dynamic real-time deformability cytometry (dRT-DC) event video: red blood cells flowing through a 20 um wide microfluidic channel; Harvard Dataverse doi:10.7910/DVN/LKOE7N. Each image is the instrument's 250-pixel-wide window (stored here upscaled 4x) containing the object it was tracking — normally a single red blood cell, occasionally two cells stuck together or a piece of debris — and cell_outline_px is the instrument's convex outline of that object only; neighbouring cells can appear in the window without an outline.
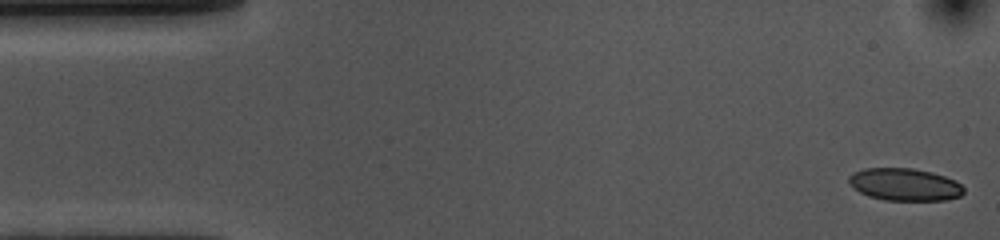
{"species": "common noctule bat (a hibernating species)", "species_latin": "Nyctalus noctula", "temperature_condition": "cold", "stored_images_in_passage": 54, "camera_frame_rate_fps": 3000, "um_per_image_px": 0.085, "animal": {"sex": "female", "body_mass_g": 10.0, "forearm_length_mm": 53.1}, "frame": {"image": 1, "passage_image": 1, "time_ms": 0.0, "image_size_px": [1000, 240], "cell_outline_px": [[964, 192], [960, 196], [948, 200], [884, 200], [868, 196], [860, 192], [848, 180], [848, 176], [852, 172], [864, 168], [912, 168], [932, 172], [956, 180], [964, 188]], "centroid_in_image_um": [76.91, 15.68], "position_along_channel_um": 8.1, "area_um2": 21.73}}
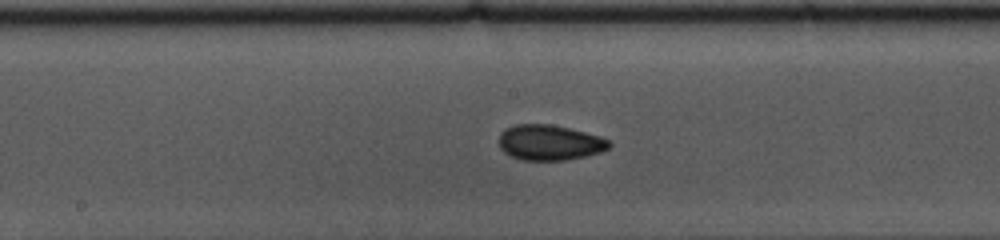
{"frame": {"image": 2, "passage_image": 26, "time_ms": 8.333, "image_size_px": [1000, 240], "cell_outline_px": [[612, 144], [608, 148], [600, 152], [584, 156], [564, 160], [524, 160], [512, 156], [504, 152], [500, 148], [500, 132], [504, 128], [516, 124], [552, 124], [600, 136], [608, 140]], "centroid_in_image_um": [46.7, 12.1], "position_along_channel_um": 201.5, "area_um2": 22.6}}
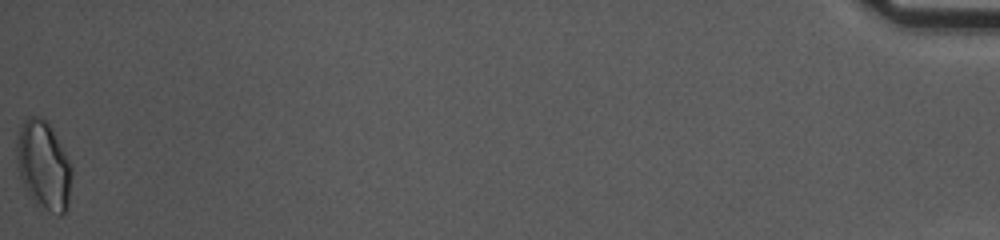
{"frame": {"image": 3, "passage_image": 54, "time_ms": 17.667, "image_size_px": [1000, 240], "cell_outline_px": [[72, 176], [68, 204], [64, 212], [60, 216], [48, 212], [36, 204], [32, 200], [24, 188], [20, 176], [16, 156], [16, 140], [20, 128], [24, 120], [28, 116], [40, 116], [48, 124], [72, 164]], "centroid_in_image_um": [3.7, 14.09], "position_along_channel_um": 431.5, "area_um2": 28.55}, "authors_computed_cell_mechanics": {"area_um2": 22.0796, "velocity_mm_per_s": 3.6032, "shape_relaxation_time_tau1_ms": 3.1074, "shape_relaxation_time_tau2_ms": 2.0976, "deformation_change_tau1": 0.107, "deformation_change_tau2": 0.0748}}